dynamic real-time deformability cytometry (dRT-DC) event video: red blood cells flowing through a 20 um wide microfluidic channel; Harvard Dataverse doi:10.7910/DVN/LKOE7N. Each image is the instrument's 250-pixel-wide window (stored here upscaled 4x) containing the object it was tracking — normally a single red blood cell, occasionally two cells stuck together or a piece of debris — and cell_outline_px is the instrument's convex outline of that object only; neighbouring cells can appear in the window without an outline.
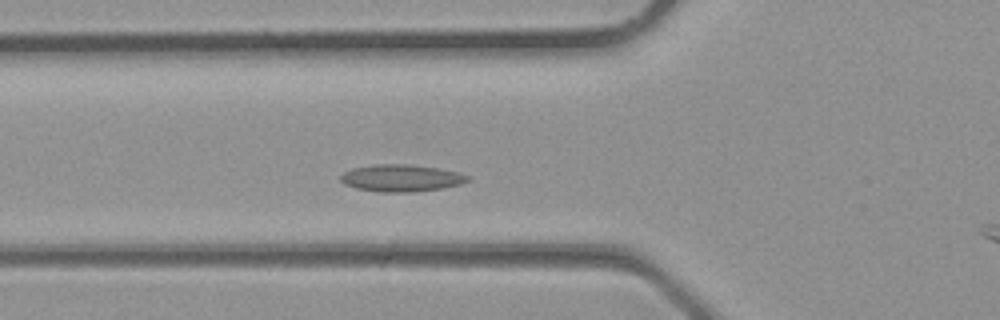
{"species": "common noctule bat (a hibernating species)", "species_latin": "Nyctalus noctula", "temperature_condition": "room temperature", "stored_images_in_passage": 32, "camera_frame_rate_fps": 3000, "um_per_image_px": 0.085, "animal": {"sex": "male", "body_mass_g": 23.1, "forearm_length_mm": 52.7}, "frame": {"image": 1, "passage_image": 8, "time_ms": 2.333, "image_size_px": [1000, 320], "cell_outline_px": [[472, 180], [460, 184], [440, 188], [412, 192], [380, 192], [356, 188], [344, 184], [340, 180], [340, 176], [344, 172], [352, 168], [372, 164], [408, 164], [436, 168], [460, 172], [468, 176]], "centroid_in_image_um": [34.09, 15.13], "position_along_channel_um": 91.7, "area_um2": 20.06}}
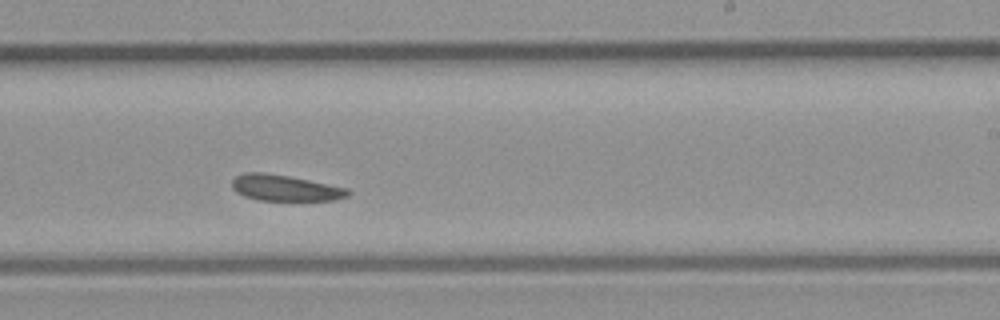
{"frame": {"image": 2, "passage_image": 17, "time_ms": 5.333, "image_size_px": [1000, 320], "cell_outline_px": [[352, 192], [348, 196], [332, 200], [260, 200], [244, 196], [236, 192], [232, 188], [232, 180], [236, 176], [244, 172], [264, 172], [288, 176], [348, 188]], "centroid_in_image_um": [24.21, 15.97], "position_along_channel_um": 264.8, "area_um2": 17.51}}
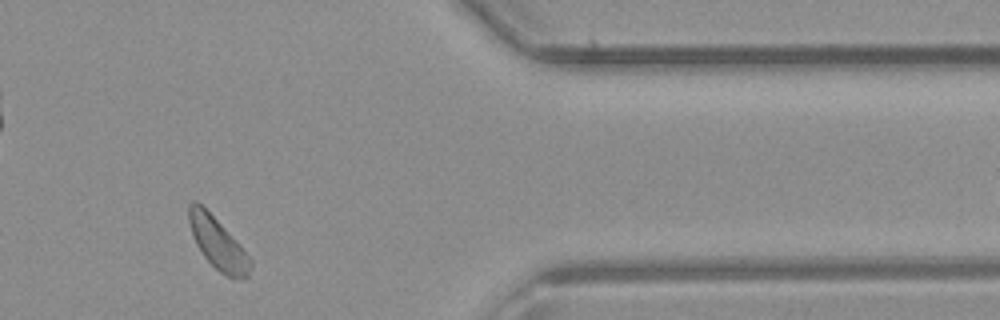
{"frame": {"image": 3, "passage_image": 25, "time_ms": 8.0, "image_size_px": [1000, 320], "cell_outline_px": [[252, 264], [248, 276], [244, 280], [228, 276], [220, 272], [204, 256], [196, 244], [192, 236], [188, 220], [188, 204], [192, 200], [196, 200], [240, 244], [252, 260]], "centroid_in_image_um": [18.51, 20.69], "position_along_channel_um": 392.9, "area_um2": 18.26}}